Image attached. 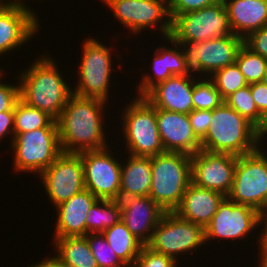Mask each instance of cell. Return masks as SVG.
Returning a JSON list of instances; mask_svg holds the SVG:
<instances>
[{
    "mask_svg": "<svg viewBox=\"0 0 267 267\" xmlns=\"http://www.w3.org/2000/svg\"><path fill=\"white\" fill-rule=\"evenodd\" d=\"M106 104L109 103L100 99L74 94L70 97L56 119L62 152L80 153L111 146L105 139L108 132H104Z\"/></svg>",
    "mask_w": 267,
    "mask_h": 267,
    "instance_id": "obj_1",
    "label": "cell"
},
{
    "mask_svg": "<svg viewBox=\"0 0 267 267\" xmlns=\"http://www.w3.org/2000/svg\"><path fill=\"white\" fill-rule=\"evenodd\" d=\"M50 55L44 53L36 57L27 69L19 71L16 78L20 86V99L56 120L73 95V88Z\"/></svg>",
    "mask_w": 267,
    "mask_h": 267,
    "instance_id": "obj_2",
    "label": "cell"
},
{
    "mask_svg": "<svg viewBox=\"0 0 267 267\" xmlns=\"http://www.w3.org/2000/svg\"><path fill=\"white\" fill-rule=\"evenodd\" d=\"M261 146L257 129L225 102L212 110V119L201 149L236 156L256 151Z\"/></svg>",
    "mask_w": 267,
    "mask_h": 267,
    "instance_id": "obj_3",
    "label": "cell"
},
{
    "mask_svg": "<svg viewBox=\"0 0 267 267\" xmlns=\"http://www.w3.org/2000/svg\"><path fill=\"white\" fill-rule=\"evenodd\" d=\"M152 180L149 196L165 211L174 212L192 183L191 156L165 152L151 157Z\"/></svg>",
    "mask_w": 267,
    "mask_h": 267,
    "instance_id": "obj_4",
    "label": "cell"
},
{
    "mask_svg": "<svg viewBox=\"0 0 267 267\" xmlns=\"http://www.w3.org/2000/svg\"><path fill=\"white\" fill-rule=\"evenodd\" d=\"M101 42L102 40L99 41L97 37L91 36L85 37V41L82 42L83 52L80 57L82 59L78 63V68L76 67L78 75L73 94L109 102L108 98H111L109 88H112L110 85L113 82L111 77L116 66H113L114 54L111 46L108 47L107 43L104 45Z\"/></svg>",
    "mask_w": 267,
    "mask_h": 267,
    "instance_id": "obj_5",
    "label": "cell"
},
{
    "mask_svg": "<svg viewBox=\"0 0 267 267\" xmlns=\"http://www.w3.org/2000/svg\"><path fill=\"white\" fill-rule=\"evenodd\" d=\"M129 103L120 114L126 153L143 157L165 153L157 128L156 108L144 97H134Z\"/></svg>",
    "mask_w": 267,
    "mask_h": 267,
    "instance_id": "obj_6",
    "label": "cell"
},
{
    "mask_svg": "<svg viewBox=\"0 0 267 267\" xmlns=\"http://www.w3.org/2000/svg\"><path fill=\"white\" fill-rule=\"evenodd\" d=\"M243 44L244 39L235 34L204 42L182 41L180 46L185 59V76L194 81L211 78L216 71L235 63Z\"/></svg>",
    "mask_w": 267,
    "mask_h": 267,
    "instance_id": "obj_7",
    "label": "cell"
},
{
    "mask_svg": "<svg viewBox=\"0 0 267 267\" xmlns=\"http://www.w3.org/2000/svg\"><path fill=\"white\" fill-rule=\"evenodd\" d=\"M13 170L36 173L37 177L62 153L57 127L39 128L17 134L9 146Z\"/></svg>",
    "mask_w": 267,
    "mask_h": 267,
    "instance_id": "obj_8",
    "label": "cell"
},
{
    "mask_svg": "<svg viewBox=\"0 0 267 267\" xmlns=\"http://www.w3.org/2000/svg\"><path fill=\"white\" fill-rule=\"evenodd\" d=\"M204 244L205 228L202 225L184 220L175 212H165L146 246L180 264L179 256L193 254Z\"/></svg>",
    "mask_w": 267,
    "mask_h": 267,
    "instance_id": "obj_9",
    "label": "cell"
},
{
    "mask_svg": "<svg viewBox=\"0 0 267 267\" xmlns=\"http://www.w3.org/2000/svg\"><path fill=\"white\" fill-rule=\"evenodd\" d=\"M262 147V148H261ZM267 149L238 156L234 181L228 198L237 204H245L267 211Z\"/></svg>",
    "mask_w": 267,
    "mask_h": 267,
    "instance_id": "obj_10",
    "label": "cell"
},
{
    "mask_svg": "<svg viewBox=\"0 0 267 267\" xmlns=\"http://www.w3.org/2000/svg\"><path fill=\"white\" fill-rule=\"evenodd\" d=\"M113 12L128 34L133 36L147 29H157L161 38L169 37L172 32V20L168 9V0H99ZM149 27V28H148ZM157 27V28H156Z\"/></svg>",
    "mask_w": 267,
    "mask_h": 267,
    "instance_id": "obj_11",
    "label": "cell"
},
{
    "mask_svg": "<svg viewBox=\"0 0 267 267\" xmlns=\"http://www.w3.org/2000/svg\"><path fill=\"white\" fill-rule=\"evenodd\" d=\"M229 12L225 4L216 2L199 10L177 15L172 20L170 37L177 43L217 39L232 35Z\"/></svg>",
    "mask_w": 267,
    "mask_h": 267,
    "instance_id": "obj_12",
    "label": "cell"
},
{
    "mask_svg": "<svg viewBox=\"0 0 267 267\" xmlns=\"http://www.w3.org/2000/svg\"><path fill=\"white\" fill-rule=\"evenodd\" d=\"M260 227L261 213L258 210L245 204H237L225 197L211 222L205 227V241L206 244L212 240H236L234 243L238 240L239 243L240 240L254 238L255 231Z\"/></svg>",
    "mask_w": 267,
    "mask_h": 267,
    "instance_id": "obj_13",
    "label": "cell"
},
{
    "mask_svg": "<svg viewBox=\"0 0 267 267\" xmlns=\"http://www.w3.org/2000/svg\"><path fill=\"white\" fill-rule=\"evenodd\" d=\"M110 149L80 152L85 189L98 199L119 200L122 160Z\"/></svg>",
    "mask_w": 267,
    "mask_h": 267,
    "instance_id": "obj_14",
    "label": "cell"
},
{
    "mask_svg": "<svg viewBox=\"0 0 267 267\" xmlns=\"http://www.w3.org/2000/svg\"><path fill=\"white\" fill-rule=\"evenodd\" d=\"M37 178H40L54 207L85 189L80 153L62 152Z\"/></svg>",
    "mask_w": 267,
    "mask_h": 267,
    "instance_id": "obj_15",
    "label": "cell"
},
{
    "mask_svg": "<svg viewBox=\"0 0 267 267\" xmlns=\"http://www.w3.org/2000/svg\"><path fill=\"white\" fill-rule=\"evenodd\" d=\"M36 14L27 4L0 2V57L21 49L39 33L42 22Z\"/></svg>",
    "mask_w": 267,
    "mask_h": 267,
    "instance_id": "obj_16",
    "label": "cell"
},
{
    "mask_svg": "<svg viewBox=\"0 0 267 267\" xmlns=\"http://www.w3.org/2000/svg\"><path fill=\"white\" fill-rule=\"evenodd\" d=\"M238 156L200 150L191 155L192 183L228 196L231 191Z\"/></svg>",
    "mask_w": 267,
    "mask_h": 267,
    "instance_id": "obj_17",
    "label": "cell"
},
{
    "mask_svg": "<svg viewBox=\"0 0 267 267\" xmlns=\"http://www.w3.org/2000/svg\"><path fill=\"white\" fill-rule=\"evenodd\" d=\"M156 118L165 152L191 156L201 150V141L193 133L187 114L156 108Z\"/></svg>",
    "mask_w": 267,
    "mask_h": 267,
    "instance_id": "obj_18",
    "label": "cell"
},
{
    "mask_svg": "<svg viewBox=\"0 0 267 267\" xmlns=\"http://www.w3.org/2000/svg\"><path fill=\"white\" fill-rule=\"evenodd\" d=\"M120 203L121 220L146 246L165 211L150 196L125 197Z\"/></svg>",
    "mask_w": 267,
    "mask_h": 267,
    "instance_id": "obj_19",
    "label": "cell"
},
{
    "mask_svg": "<svg viewBox=\"0 0 267 267\" xmlns=\"http://www.w3.org/2000/svg\"><path fill=\"white\" fill-rule=\"evenodd\" d=\"M164 39L167 42L164 44L165 46L162 44L154 50V57L150 63L152 73L150 71L141 75L142 79L136 87L138 95L134 94L133 96L144 97L158 83L166 81L174 75L186 74L185 59L180 44L170 36ZM168 43L172 47L166 46Z\"/></svg>",
    "mask_w": 267,
    "mask_h": 267,
    "instance_id": "obj_20",
    "label": "cell"
},
{
    "mask_svg": "<svg viewBox=\"0 0 267 267\" xmlns=\"http://www.w3.org/2000/svg\"><path fill=\"white\" fill-rule=\"evenodd\" d=\"M193 80L174 75L158 83L145 96L155 108L189 114L193 110Z\"/></svg>",
    "mask_w": 267,
    "mask_h": 267,
    "instance_id": "obj_21",
    "label": "cell"
},
{
    "mask_svg": "<svg viewBox=\"0 0 267 267\" xmlns=\"http://www.w3.org/2000/svg\"><path fill=\"white\" fill-rule=\"evenodd\" d=\"M97 199L88 189H83L69 200L57 205L55 207L57 218L53 239L85 236L87 212Z\"/></svg>",
    "mask_w": 267,
    "mask_h": 267,
    "instance_id": "obj_22",
    "label": "cell"
},
{
    "mask_svg": "<svg viewBox=\"0 0 267 267\" xmlns=\"http://www.w3.org/2000/svg\"><path fill=\"white\" fill-rule=\"evenodd\" d=\"M226 196L220 192L198 187L191 183L179 207L174 211L180 218L204 228L211 222L220 203Z\"/></svg>",
    "mask_w": 267,
    "mask_h": 267,
    "instance_id": "obj_23",
    "label": "cell"
},
{
    "mask_svg": "<svg viewBox=\"0 0 267 267\" xmlns=\"http://www.w3.org/2000/svg\"><path fill=\"white\" fill-rule=\"evenodd\" d=\"M225 6L236 36L245 39L267 25V0H230Z\"/></svg>",
    "mask_w": 267,
    "mask_h": 267,
    "instance_id": "obj_24",
    "label": "cell"
},
{
    "mask_svg": "<svg viewBox=\"0 0 267 267\" xmlns=\"http://www.w3.org/2000/svg\"><path fill=\"white\" fill-rule=\"evenodd\" d=\"M122 160L119 201L125 197L149 196L151 189V157L128 154ZM126 161V162H125Z\"/></svg>",
    "mask_w": 267,
    "mask_h": 267,
    "instance_id": "obj_25",
    "label": "cell"
},
{
    "mask_svg": "<svg viewBox=\"0 0 267 267\" xmlns=\"http://www.w3.org/2000/svg\"><path fill=\"white\" fill-rule=\"evenodd\" d=\"M55 255L68 267H98L85 236L54 238Z\"/></svg>",
    "mask_w": 267,
    "mask_h": 267,
    "instance_id": "obj_26",
    "label": "cell"
},
{
    "mask_svg": "<svg viewBox=\"0 0 267 267\" xmlns=\"http://www.w3.org/2000/svg\"><path fill=\"white\" fill-rule=\"evenodd\" d=\"M107 243L127 267H134L136 259L144 246L121 220L102 232Z\"/></svg>",
    "mask_w": 267,
    "mask_h": 267,
    "instance_id": "obj_27",
    "label": "cell"
},
{
    "mask_svg": "<svg viewBox=\"0 0 267 267\" xmlns=\"http://www.w3.org/2000/svg\"><path fill=\"white\" fill-rule=\"evenodd\" d=\"M121 221V203L119 200L97 199L86 218V235L102 233Z\"/></svg>",
    "mask_w": 267,
    "mask_h": 267,
    "instance_id": "obj_28",
    "label": "cell"
},
{
    "mask_svg": "<svg viewBox=\"0 0 267 267\" xmlns=\"http://www.w3.org/2000/svg\"><path fill=\"white\" fill-rule=\"evenodd\" d=\"M45 127H57L56 120L19 99L14 107V135Z\"/></svg>",
    "mask_w": 267,
    "mask_h": 267,
    "instance_id": "obj_29",
    "label": "cell"
},
{
    "mask_svg": "<svg viewBox=\"0 0 267 267\" xmlns=\"http://www.w3.org/2000/svg\"><path fill=\"white\" fill-rule=\"evenodd\" d=\"M224 102L243 116L257 130L260 128L264 117L259 113L255 105L251 95L250 84L232 93Z\"/></svg>",
    "mask_w": 267,
    "mask_h": 267,
    "instance_id": "obj_30",
    "label": "cell"
},
{
    "mask_svg": "<svg viewBox=\"0 0 267 267\" xmlns=\"http://www.w3.org/2000/svg\"><path fill=\"white\" fill-rule=\"evenodd\" d=\"M235 63L248 84L262 82L267 70V59L253 53L244 44L240 48Z\"/></svg>",
    "mask_w": 267,
    "mask_h": 267,
    "instance_id": "obj_31",
    "label": "cell"
},
{
    "mask_svg": "<svg viewBox=\"0 0 267 267\" xmlns=\"http://www.w3.org/2000/svg\"><path fill=\"white\" fill-rule=\"evenodd\" d=\"M211 79L223 100L240 88L249 85L236 63L216 71Z\"/></svg>",
    "mask_w": 267,
    "mask_h": 267,
    "instance_id": "obj_32",
    "label": "cell"
},
{
    "mask_svg": "<svg viewBox=\"0 0 267 267\" xmlns=\"http://www.w3.org/2000/svg\"><path fill=\"white\" fill-rule=\"evenodd\" d=\"M193 110H214L224 100L221 98L215 83L211 78L207 80H193Z\"/></svg>",
    "mask_w": 267,
    "mask_h": 267,
    "instance_id": "obj_33",
    "label": "cell"
},
{
    "mask_svg": "<svg viewBox=\"0 0 267 267\" xmlns=\"http://www.w3.org/2000/svg\"><path fill=\"white\" fill-rule=\"evenodd\" d=\"M85 237L98 267H127L112 250L102 233H89Z\"/></svg>",
    "mask_w": 267,
    "mask_h": 267,
    "instance_id": "obj_34",
    "label": "cell"
},
{
    "mask_svg": "<svg viewBox=\"0 0 267 267\" xmlns=\"http://www.w3.org/2000/svg\"><path fill=\"white\" fill-rule=\"evenodd\" d=\"M177 265H179L178 262L173 258L143 246L134 267H177Z\"/></svg>",
    "mask_w": 267,
    "mask_h": 267,
    "instance_id": "obj_35",
    "label": "cell"
},
{
    "mask_svg": "<svg viewBox=\"0 0 267 267\" xmlns=\"http://www.w3.org/2000/svg\"><path fill=\"white\" fill-rule=\"evenodd\" d=\"M5 71L0 72V112L14 111L17 101L20 99V86L19 82L7 83L1 81L5 78ZM14 83V84H13Z\"/></svg>",
    "mask_w": 267,
    "mask_h": 267,
    "instance_id": "obj_36",
    "label": "cell"
},
{
    "mask_svg": "<svg viewBox=\"0 0 267 267\" xmlns=\"http://www.w3.org/2000/svg\"><path fill=\"white\" fill-rule=\"evenodd\" d=\"M216 2L217 0H168V9L173 20L177 15L199 10Z\"/></svg>",
    "mask_w": 267,
    "mask_h": 267,
    "instance_id": "obj_37",
    "label": "cell"
},
{
    "mask_svg": "<svg viewBox=\"0 0 267 267\" xmlns=\"http://www.w3.org/2000/svg\"><path fill=\"white\" fill-rule=\"evenodd\" d=\"M193 133L201 141L207 134L212 119L211 110H192L188 114Z\"/></svg>",
    "mask_w": 267,
    "mask_h": 267,
    "instance_id": "obj_38",
    "label": "cell"
},
{
    "mask_svg": "<svg viewBox=\"0 0 267 267\" xmlns=\"http://www.w3.org/2000/svg\"><path fill=\"white\" fill-rule=\"evenodd\" d=\"M244 45L253 53L259 54L267 59V25L250 33L244 39Z\"/></svg>",
    "mask_w": 267,
    "mask_h": 267,
    "instance_id": "obj_39",
    "label": "cell"
},
{
    "mask_svg": "<svg viewBox=\"0 0 267 267\" xmlns=\"http://www.w3.org/2000/svg\"><path fill=\"white\" fill-rule=\"evenodd\" d=\"M250 90L259 113L265 117L267 115V84L264 82L251 83Z\"/></svg>",
    "mask_w": 267,
    "mask_h": 267,
    "instance_id": "obj_40",
    "label": "cell"
},
{
    "mask_svg": "<svg viewBox=\"0 0 267 267\" xmlns=\"http://www.w3.org/2000/svg\"><path fill=\"white\" fill-rule=\"evenodd\" d=\"M12 138L8 140L12 143L15 135H14V111H5L0 112V142L4 140L5 137H9L10 135Z\"/></svg>",
    "mask_w": 267,
    "mask_h": 267,
    "instance_id": "obj_41",
    "label": "cell"
},
{
    "mask_svg": "<svg viewBox=\"0 0 267 267\" xmlns=\"http://www.w3.org/2000/svg\"><path fill=\"white\" fill-rule=\"evenodd\" d=\"M32 267H68L63 261H61L56 255L47 256L42 261H38L31 265Z\"/></svg>",
    "mask_w": 267,
    "mask_h": 267,
    "instance_id": "obj_42",
    "label": "cell"
},
{
    "mask_svg": "<svg viewBox=\"0 0 267 267\" xmlns=\"http://www.w3.org/2000/svg\"><path fill=\"white\" fill-rule=\"evenodd\" d=\"M258 244L256 246H258L259 249V254H257L260 258L257 259L259 262H257L258 264L257 267H267V246L265 244H263L261 242V236H259L258 238Z\"/></svg>",
    "mask_w": 267,
    "mask_h": 267,
    "instance_id": "obj_43",
    "label": "cell"
},
{
    "mask_svg": "<svg viewBox=\"0 0 267 267\" xmlns=\"http://www.w3.org/2000/svg\"><path fill=\"white\" fill-rule=\"evenodd\" d=\"M261 228L259 235L261 236V242L267 246V211L261 213Z\"/></svg>",
    "mask_w": 267,
    "mask_h": 267,
    "instance_id": "obj_44",
    "label": "cell"
},
{
    "mask_svg": "<svg viewBox=\"0 0 267 267\" xmlns=\"http://www.w3.org/2000/svg\"><path fill=\"white\" fill-rule=\"evenodd\" d=\"M257 133H258L259 142H260L261 146H263L262 140H264L265 137L267 140V115L263 118V122H262L260 128L257 130Z\"/></svg>",
    "mask_w": 267,
    "mask_h": 267,
    "instance_id": "obj_45",
    "label": "cell"
},
{
    "mask_svg": "<svg viewBox=\"0 0 267 267\" xmlns=\"http://www.w3.org/2000/svg\"><path fill=\"white\" fill-rule=\"evenodd\" d=\"M5 2L6 3H21V4H27L28 5V3L29 2H25V0H5Z\"/></svg>",
    "mask_w": 267,
    "mask_h": 267,
    "instance_id": "obj_46",
    "label": "cell"
},
{
    "mask_svg": "<svg viewBox=\"0 0 267 267\" xmlns=\"http://www.w3.org/2000/svg\"><path fill=\"white\" fill-rule=\"evenodd\" d=\"M262 82H264L265 84H267V70H266V73L264 75V78H263Z\"/></svg>",
    "mask_w": 267,
    "mask_h": 267,
    "instance_id": "obj_47",
    "label": "cell"
},
{
    "mask_svg": "<svg viewBox=\"0 0 267 267\" xmlns=\"http://www.w3.org/2000/svg\"><path fill=\"white\" fill-rule=\"evenodd\" d=\"M228 1H230V0H217V2H220L222 4H226Z\"/></svg>",
    "mask_w": 267,
    "mask_h": 267,
    "instance_id": "obj_48",
    "label": "cell"
}]
</instances>
